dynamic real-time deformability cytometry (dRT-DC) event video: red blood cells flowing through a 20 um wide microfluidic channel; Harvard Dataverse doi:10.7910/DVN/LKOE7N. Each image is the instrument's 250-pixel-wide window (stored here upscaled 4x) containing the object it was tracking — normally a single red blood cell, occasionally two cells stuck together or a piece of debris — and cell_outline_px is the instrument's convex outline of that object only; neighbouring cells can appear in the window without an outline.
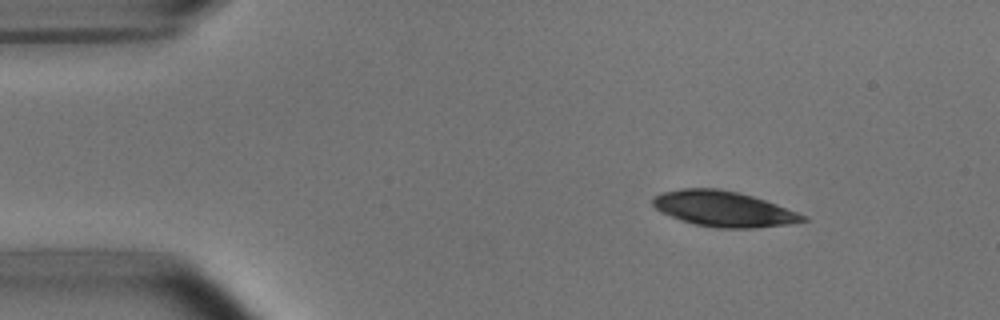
{"species": "common noctule bat (a hibernating species)", "species_latin": "Nyctalus noctula", "temperature_condition": "room temperature", "stored_images_in_passage": 46, "camera_frame_rate_fps": 3000, "um_per_image_px": 0.085, "animal": {"sex": "male", "body_mass_g": 15.6}, "frame": {"image": 1, "passage_image": 1, "time_ms": 0.0, "image_size_px": [1000, 320], "cell_outline_px": [[808, 220], [788, 224], [756, 228], [716, 228], [696, 224], [680, 220], [660, 212], [652, 204], [652, 200], [660, 192], [680, 188], [720, 188], [740, 192], [776, 204], [808, 216]], "centroid_in_image_um": [61.49, 17.75], "position_along_channel_um": 23.5, "area_um2": 31.15}}
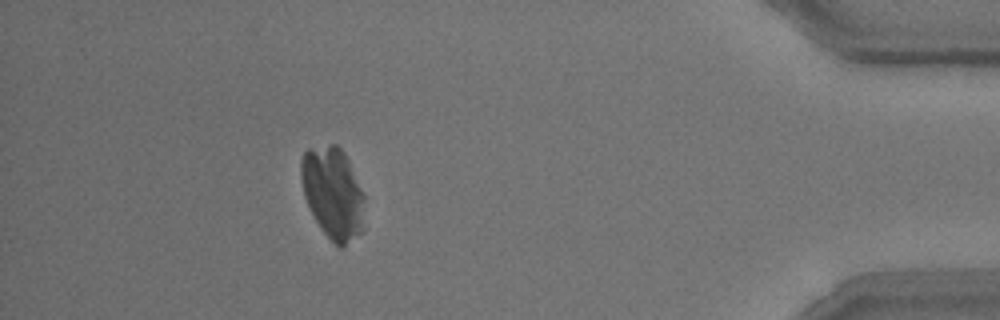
{"frame": {"image": 2, "passage_image": 41, "time_ms": 13.333, "image_size_px": [1000, 320], "cell_outline_px": [[364, 232], [340, 248], [324, 232], [316, 220], [304, 196], [300, 176], [300, 160], [304, 152], [308, 148], [332, 144], [336, 144], [344, 152], [348, 160], [364, 196]], "centroid_in_image_um": [28.3, 16.4], "position_along_channel_um": 406.9, "area_um2": 33.87}}